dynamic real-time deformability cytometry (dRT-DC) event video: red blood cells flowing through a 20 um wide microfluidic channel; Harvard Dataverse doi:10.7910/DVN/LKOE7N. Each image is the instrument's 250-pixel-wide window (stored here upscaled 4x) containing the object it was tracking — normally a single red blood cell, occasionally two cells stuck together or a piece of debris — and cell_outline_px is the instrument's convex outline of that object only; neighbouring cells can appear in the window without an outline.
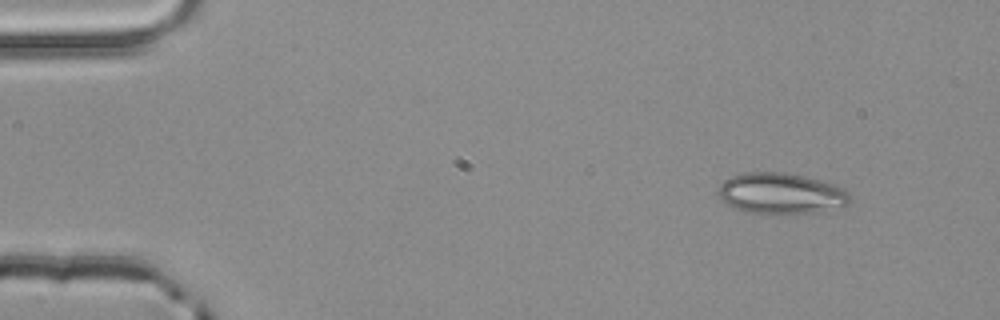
{"species": "common noctule bat (a hibernating species)", "species_latin": "Nyctalus noctula", "temperature_condition": "room temperature", "stored_images_in_passage": 48, "camera_frame_rate_fps": 3000, "um_per_image_px": 0.085, "animal": {"sex": "male", "body_mass_g": 20.4}, "frame": {"image": 1, "passage_image": 1, "time_ms": 0.0, "image_size_px": [1000, 320], "cell_outline_px": [[852, 200], [848, 204], [812, 212], [748, 212], [724, 204], [716, 188], [724, 180], [732, 176], [744, 172], [784, 172], [804, 176], [832, 184], [844, 188], [852, 196]], "centroid_in_image_um": [66.34, 16.41], "position_along_channel_um": 18.7, "area_um2": 30.87}}
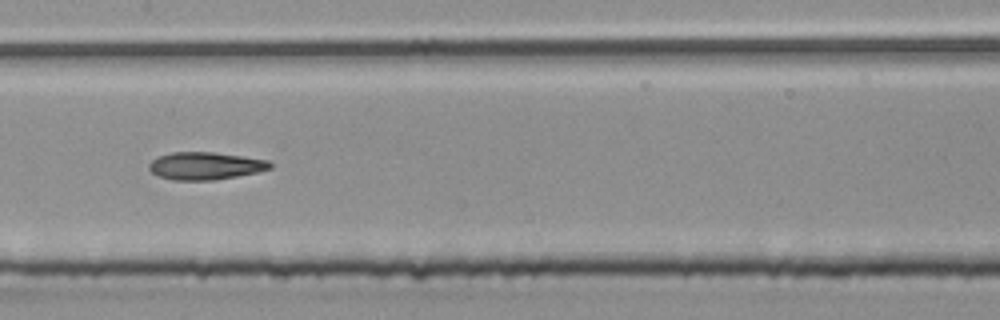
{"frame": {"image": 2, "passage_image": 22, "time_ms": 7.0, "image_size_px": [1000, 320], "cell_outline_px": [[272, 168], [256, 172], [216, 180], [172, 180], [160, 176], [152, 172], [148, 168], [148, 164], [156, 156], [172, 152], [212, 152], [268, 160], [272, 164]], "centroid_in_image_um": [17.41, 14.09], "position_along_channel_um": 190.0, "area_um2": 19.36}}
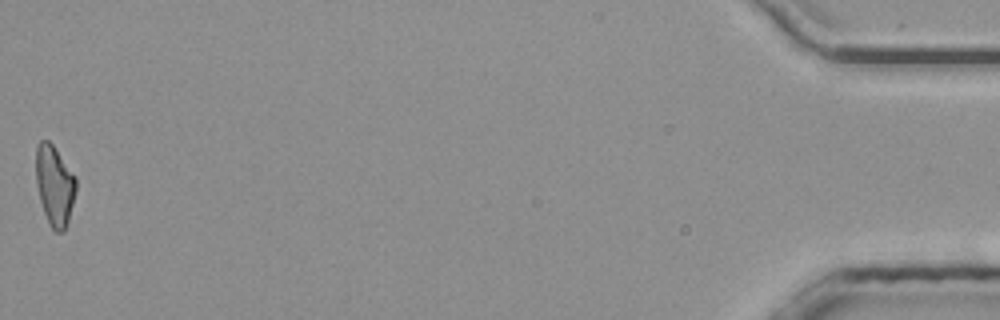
{"frame": {"image": 3, "passage_image": 48, "time_ms": 15.667, "image_size_px": [1000, 320], "cell_outline_px": [[76, 192], [68, 220], [64, 232], [56, 232], [52, 228], [44, 212], [40, 200], [36, 184], [36, 144], [40, 140], [48, 140], [52, 144], [76, 176]], "centroid_in_image_um": [4.64, 15.74], "position_along_channel_um": 430.6, "area_um2": 18.67}, "authors_computed_cell_mechanics": {"area_um2": 19.363, "velocity_mm_per_s": 3.9796, "shape_relaxation_time_tau1_ms": null, "shape_relaxation_time_tau2_ms": 6.6031, "deformation_change_tau1": null, "deformation_change_tau2": 0.1661}}